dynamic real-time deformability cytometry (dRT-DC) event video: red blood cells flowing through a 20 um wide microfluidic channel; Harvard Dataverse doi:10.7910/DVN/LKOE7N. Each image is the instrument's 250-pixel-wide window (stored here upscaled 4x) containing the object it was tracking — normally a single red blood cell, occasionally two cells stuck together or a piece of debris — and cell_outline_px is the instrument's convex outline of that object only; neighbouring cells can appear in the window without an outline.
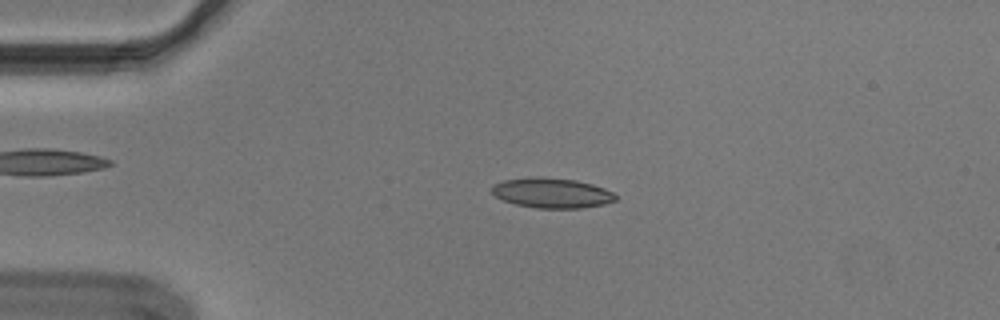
{"species": "Egyptian fruit bat (a non-hibernating species)", "species_latin": "Rousettus aegyptiacus", "temperature_condition": "cold", "stored_images_in_passage": 52, "segment_of_instrument_passage": [1, 2], "camera_frame_rate_fps": 3000, "um_per_image_px": 0.085, "animal": {"sex": "male"}, "frame": {"image": 1, "passage_image": 10, "time_ms": 3.0, "image_size_px": [1000, 320], "cell_outline_px": [[616, 200], [604, 204], [580, 208], [536, 208], [516, 204], [504, 200], [496, 196], [492, 192], [492, 184], [504, 180], [536, 176], [576, 180], [592, 184], [604, 188], [612, 192], [616, 196]], "centroid_in_image_um": [46.9, 16.39], "position_along_channel_um": 38.1, "area_um2": 21.56}}
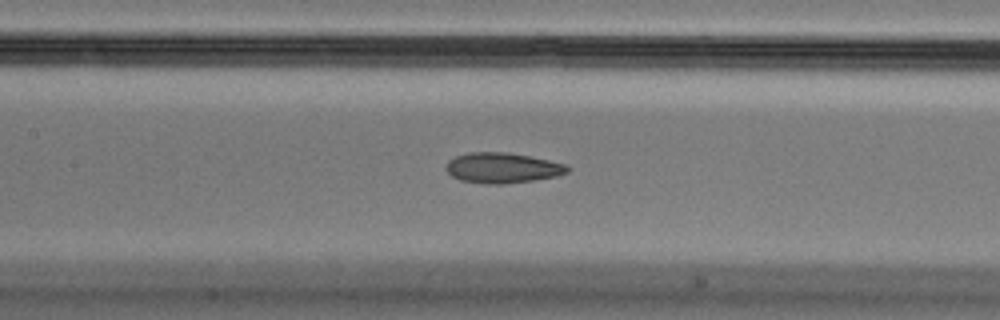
{"frame": {"image": 2, "passage_image": 23, "time_ms": 7.333, "image_size_px": [1000, 320], "cell_outline_px": [[568, 172], [556, 176], [536, 180], [504, 184], [488, 184], [460, 180], [452, 176], [444, 168], [448, 160], [456, 156], [468, 152], [508, 152], [568, 164]], "centroid_in_image_um": [42.69, 14.27], "position_along_channel_um": 164.7, "area_um2": 21.56}}
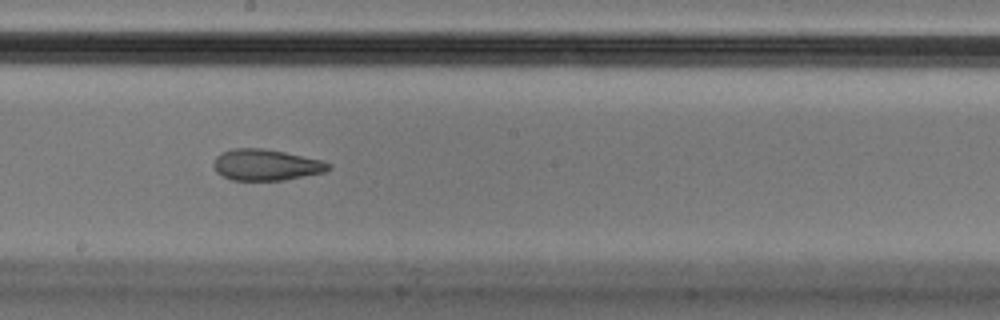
{"frame": {"image": 3, "passage_image": 28, "time_ms": 9.0, "image_size_px": [1000, 320], "cell_outline_px": [[332, 168], [324, 172], [284, 180], [232, 180], [216, 172], [212, 164], [216, 156], [220, 152], [232, 148], [264, 148], [284, 152], [320, 160], [332, 164]], "centroid_in_image_um": [22.58, 14.01], "position_along_channel_um": 225.6, "area_um2": 20.92}}